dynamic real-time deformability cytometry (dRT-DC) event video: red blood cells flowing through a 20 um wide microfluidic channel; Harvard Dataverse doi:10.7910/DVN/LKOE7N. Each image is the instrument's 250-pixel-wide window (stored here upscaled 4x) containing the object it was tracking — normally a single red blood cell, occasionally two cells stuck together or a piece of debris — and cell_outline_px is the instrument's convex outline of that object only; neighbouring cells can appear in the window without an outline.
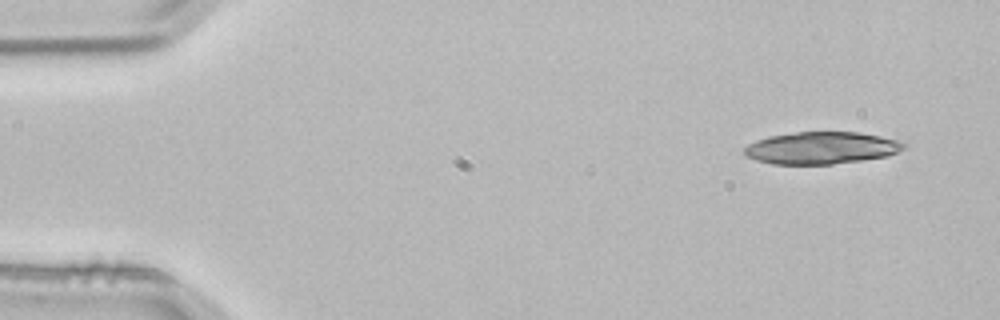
{"species": "common noctule bat (a hibernating species)", "species_latin": "Nyctalus noctula", "temperature_condition": "room temperature", "stored_images_in_passage": 3, "camera_frame_rate_fps": 3000, "um_per_image_px": 0.085, "animal": {"sex": "male", "body_mass_g": 21.5, "forearm_length_mm": 52.0}, "frame": {"image": 1, "passage_image": 1, "time_ms": 0.0, "image_size_px": [1000, 320], "cell_outline_px": [[908, 144], [904, 148], [888, 156], [832, 164], [772, 164], [756, 160], [744, 156], [744, 148], [748, 144], [756, 140], [768, 136], [796, 132], [860, 132], [900, 140]], "centroid_in_image_um": [69.81, 12.57], "position_along_channel_um": 15.2, "area_um2": 30.0}}